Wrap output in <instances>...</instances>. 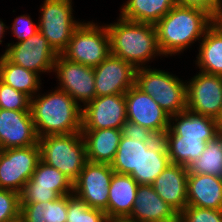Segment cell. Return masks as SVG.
<instances>
[{"mask_svg":"<svg viewBox=\"0 0 222 222\" xmlns=\"http://www.w3.org/2000/svg\"><path fill=\"white\" fill-rule=\"evenodd\" d=\"M214 17L198 7L175 5L154 26L163 56L180 53L204 37Z\"/></svg>","mask_w":222,"mask_h":222,"instance_id":"obj_1","label":"cell"},{"mask_svg":"<svg viewBox=\"0 0 222 222\" xmlns=\"http://www.w3.org/2000/svg\"><path fill=\"white\" fill-rule=\"evenodd\" d=\"M39 95L31 98L30 105L39 138L81 132L82 106L67 92L56 89L46 95Z\"/></svg>","mask_w":222,"mask_h":222,"instance_id":"obj_2","label":"cell"},{"mask_svg":"<svg viewBox=\"0 0 222 222\" xmlns=\"http://www.w3.org/2000/svg\"><path fill=\"white\" fill-rule=\"evenodd\" d=\"M106 26L111 54L131 63L136 69L153 57L163 55L153 24L129 21L119 16L117 23Z\"/></svg>","mask_w":222,"mask_h":222,"instance_id":"obj_3","label":"cell"},{"mask_svg":"<svg viewBox=\"0 0 222 222\" xmlns=\"http://www.w3.org/2000/svg\"><path fill=\"white\" fill-rule=\"evenodd\" d=\"M38 144L41 160L59 170L74 183L87 162L82 132L47 135L40 137Z\"/></svg>","mask_w":222,"mask_h":222,"instance_id":"obj_4","label":"cell"},{"mask_svg":"<svg viewBox=\"0 0 222 222\" xmlns=\"http://www.w3.org/2000/svg\"><path fill=\"white\" fill-rule=\"evenodd\" d=\"M135 86L153 97L169 116L187 109V84L165 70L147 66L136 69Z\"/></svg>","mask_w":222,"mask_h":222,"instance_id":"obj_5","label":"cell"},{"mask_svg":"<svg viewBox=\"0 0 222 222\" xmlns=\"http://www.w3.org/2000/svg\"><path fill=\"white\" fill-rule=\"evenodd\" d=\"M110 52L107 26L96 23H81L73 32L67 48L61 55L69 61L95 67L103 62Z\"/></svg>","mask_w":222,"mask_h":222,"instance_id":"obj_6","label":"cell"},{"mask_svg":"<svg viewBox=\"0 0 222 222\" xmlns=\"http://www.w3.org/2000/svg\"><path fill=\"white\" fill-rule=\"evenodd\" d=\"M72 0H45L38 20L39 31L57 54H61L75 29L81 24L73 18Z\"/></svg>","mask_w":222,"mask_h":222,"instance_id":"obj_7","label":"cell"},{"mask_svg":"<svg viewBox=\"0 0 222 222\" xmlns=\"http://www.w3.org/2000/svg\"><path fill=\"white\" fill-rule=\"evenodd\" d=\"M73 194V182L56 168L39 160L20 193L21 204L49 202Z\"/></svg>","mask_w":222,"mask_h":222,"instance_id":"obj_8","label":"cell"},{"mask_svg":"<svg viewBox=\"0 0 222 222\" xmlns=\"http://www.w3.org/2000/svg\"><path fill=\"white\" fill-rule=\"evenodd\" d=\"M40 159L39 144L4 149L0 155V188L20 194Z\"/></svg>","mask_w":222,"mask_h":222,"instance_id":"obj_9","label":"cell"},{"mask_svg":"<svg viewBox=\"0 0 222 222\" xmlns=\"http://www.w3.org/2000/svg\"><path fill=\"white\" fill-rule=\"evenodd\" d=\"M114 173L110 164L87 161L73 183V194L89 207L103 210L108 218L109 187Z\"/></svg>","mask_w":222,"mask_h":222,"instance_id":"obj_10","label":"cell"},{"mask_svg":"<svg viewBox=\"0 0 222 222\" xmlns=\"http://www.w3.org/2000/svg\"><path fill=\"white\" fill-rule=\"evenodd\" d=\"M3 55L12 63L38 75L53 72L58 54L40 31L22 42L9 43Z\"/></svg>","mask_w":222,"mask_h":222,"instance_id":"obj_11","label":"cell"},{"mask_svg":"<svg viewBox=\"0 0 222 222\" xmlns=\"http://www.w3.org/2000/svg\"><path fill=\"white\" fill-rule=\"evenodd\" d=\"M186 84L187 109L217 120L222 112V76L200 71Z\"/></svg>","mask_w":222,"mask_h":222,"instance_id":"obj_12","label":"cell"},{"mask_svg":"<svg viewBox=\"0 0 222 222\" xmlns=\"http://www.w3.org/2000/svg\"><path fill=\"white\" fill-rule=\"evenodd\" d=\"M53 72L60 81L57 89L67 92L79 105L82 102L85 106L96 97L93 67L69 61L58 54Z\"/></svg>","mask_w":222,"mask_h":222,"instance_id":"obj_13","label":"cell"},{"mask_svg":"<svg viewBox=\"0 0 222 222\" xmlns=\"http://www.w3.org/2000/svg\"><path fill=\"white\" fill-rule=\"evenodd\" d=\"M126 121L125 94L95 97L82 108V130L121 129Z\"/></svg>","mask_w":222,"mask_h":222,"instance_id":"obj_14","label":"cell"},{"mask_svg":"<svg viewBox=\"0 0 222 222\" xmlns=\"http://www.w3.org/2000/svg\"><path fill=\"white\" fill-rule=\"evenodd\" d=\"M127 121L139 124L163 137L169 129L170 116L153 97L142 92L135 85L125 93Z\"/></svg>","mask_w":222,"mask_h":222,"instance_id":"obj_15","label":"cell"},{"mask_svg":"<svg viewBox=\"0 0 222 222\" xmlns=\"http://www.w3.org/2000/svg\"><path fill=\"white\" fill-rule=\"evenodd\" d=\"M93 69L96 97L125 94L135 85L136 68L113 54Z\"/></svg>","mask_w":222,"mask_h":222,"instance_id":"obj_16","label":"cell"},{"mask_svg":"<svg viewBox=\"0 0 222 222\" xmlns=\"http://www.w3.org/2000/svg\"><path fill=\"white\" fill-rule=\"evenodd\" d=\"M39 137L31 111L0 108V144L2 149L36 145Z\"/></svg>","mask_w":222,"mask_h":222,"instance_id":"obj_17","label":"cell"},{"mask_svg":"<svg viewBox=\"0 0 222 222\" xmlns=\"http://www.w3.org/2000/svg\"><path fill=\"white\" fill-rule=\"evenodd\" d=\"M188 175L183 165L171 163L151 184L159 197L178 214L188 206Z\"/></svg>","mask_w":222,"mask_h":222,"instance_id":"obj_18","label":"cell"},{"mask_svg":"<svg viewBox=\"0 0 222 222\" xmlns=\"http://www.w3.org/2000/svg\"><path fill=\"white\" fill-rule=\"evenodd\" d=\"M129 219L138 222H179V214L155 192L152 185H139Z\"/></svg>","mask_w":222,"mask_h":222,"instance_id":"obj_19","label":"cell"},{"mask_svg":"<svg viewBox=\"0 0 222 222\" xmlns=\"http://www.w3.org/2000/svg\"><path fill=\"white\" fill-rule=\"evenodd\" d=\"M169 121V129L163 136L204 139L208 142L221 133L215 118L196 114L188 109L171 115ZM173 121L176 122L174 123Z\"/></svg>","mask_w":222,"mask_h":222,"instance_id":"obj_20","label":"cell"},{"mask_svg":"<svg viewBox=\"0 0 222 222\" xmlns=\"http://www.w3.org/2000/svg\"><path fill=\"white\" fill-rule=\"evenodd\" d=\"M188 206L222 210V178L189 174L187 180Z\"/></svg>","mask_w":222,"mask_h":222,"instance_id":"obj_21","label":"cell"},{"mask_svg":"<svg viewBox=\"0 0 222 222\" xmlns=\"http://www.w3.org/2000/svg\"><path fill=\"white\" fill-rule=\"evenodd\" d=\"M86 144L87 161L111 164L122 136L121 129L81 130Z\"/></svg>","mask_w":222,"mask_h":222,"instance_id":"obj_22","label":"cell"},{"mask_svg":"<svg viewBox=\"0 0 222 222\" xmlns=\"http://www.w3.org/2000/svg\"><path fill=\"white\" fill-rule=\"evenodd\" d=\"M138 186L130 175L113 174L109 187L108 220L130 216Z\"/></svg>","mask_w":222,"mask_h":222,"instance_id":"obj_23","label":"cell"},{"mask_svg":"<svg viewBox=\"0 0 222 222\" xmlns=\"http://www.w3.org/2000/svg\"><path fill=\"white\" fill-rule=\"evenodd\" d=\"M170 164L166 144L159 137L147 149H143L137 171L129 175L139 185H151Z\"/></svg>","mask_w":222,"mask_h":222,"instance_id":"obj_24","label":"cell"},{"mask_svg":"<svg viewBox=\"0 0 222 222\" xmlns=\"http://www.w3.org/2000/svg\"><path fill=\"white\" fill-rule=\"evenodd\" d=\"M199 47V71L222 76V31L214 23L206 30Z\"/></svg>","mask_w":222,"mask_h":222,"instance_id":"obj_25","label":"cell"},{"mask_svg":"<svg viewBox=\"0 0 222 222\" xmlns=\"http://www.w3.org/2000/svg\"><path fill=\"white\" fill-rule=\"evenodd\" d=\"M175 5V0H128L121 8L120 17L155 25Z\"/></svg>","mask_w":222,"mask_h":222,"instance_id":"obj_26","label":"cell"},{"mask_svg":"<svg viewBox=\"0 0 222 222\" xmlns=\"http://www.w3.org/2000/svg\"><path fill=\"white\" fill-rule=\"evenodd\" d=\"M0 80L30 98L41 88L40 75L10 62L3 54L0 56Z\"/></svg>","mask_w":222,"mask_h":222,"instance_id":"obj_27","label":"cell"},{"mask_svg":"<svg viewBox=\"0 0 222 222\" xmlns=\"http://www.w3.org/2000/svg\"><path fill=\"white\" fill-rule=\"evenodd\" d=\"M169 160L172 164L187 168L204 152L207 142L204 139L184 138L181 136H163Z\"/></svg>","mask_w":222,"mask_h":222,"instance_id":"obj_28","label":"cell"},{"mask_svg":"<svg viewBox=\"0 0 222 222\" xmlns=\"http://www.w3.org/2000/svg\"><path fill=\"white\" fill-rule=\"evenodd\" d=\"M68 195L49 202L21 204L20 216L25 222H66Z\"/></svg>","mask_w":222,"mask_h":222,"instance_id":"obj_29","label":"cell"},{"mask_svg":"<svg viewBox=\"0 0 222 222\" xmlns=\"http://www.w3.org/2000/svg\"><path fill=\"white\" fill-rule=\"evenodd\" d=\"M151 144L121 136L115 158L110 164L112 170L126 175L137 171L143 149H147Z\"/></svg>","mask_w":222,"mask_h":222,"instance_id":"obj_30","label":"cell"},{"mask_svg":"<svg viewBox=\"0 0 222 222\" xmlns=\"http://www.w3.org/2000/svg\"><path fill=\"white\" fill-rule=\"evenodd\" d=\"M187 171L222 178V132L207 142L202 155L187 167Z\"/></svg>","mask_w":222,"mask_h":222,"instance_id":"obj_31","label":"cell"},{"mask_svg":"<svg viewBox=\"0 0 222 222\" xmlns=\"http://www.w3.org/2000/svg\"><path fill=\"white\" fill-rule=\"evenodd\" d=\"M66 222H108L103 210L89 207L74 194L68 195Z\"/></svg>","mask_w":222,"mask_h":222,"instance_id":"obj_32","label":"cell"},{"mask_svg":"<svg viewBox=\"0 0 222 222\" xmlns=\"http://www.w3.org/2000/svg\"><path fill=\"white\" fill-rule=\"evenodd\" d=\"M31 98L0 80V108L30 111Z\"/></svg>","mask_w":222,"mask_h":222,"instance_id":"obj_33","label":"cell"},{"mask_svg":"<svg viewBox=\"0 0 222 222\" xmlns=\"http://www.w3.org/2000/svg\"><path fill=\"white\" fill-rule=\"evenodd\" d=\"M21 200L16 191L0 188V222H7L20 216Z\"/></svg>","mask_w":222,"mask_h":222,"instance_id":"obj_34","label":"cell"},{"mask_svg":"<svg viewBox=\"0 0 222 222\" xmlns=\"http://www.w3.org/2000/svg\"><path fill=\"white\" fill-rule=\"evenodd\" d=\"M179 222H222V210L187 206L179 214Z\"/></svg>","mask_w":222,"mask_h":222,"instance_id":"obj_35","label":"cell"},{"mask_svg":"<svg viewBox=\"0 0 222 222\" xmlns=\"http://www.w3.org/2000/svg\"><path fill=\"white\" fill-rule=\"evenodd\" d=\"M11 31L13 35L17 37L18 42H22L39 31V27L38 24L35 25L33 23L30 16L21 15L15 18L14 22L12 23Z\"/></svg>","mask_w":222,"mask_h":222,"instance_id":"obj_36","label":"cell"},{"mask_svg":"<svg viewBox=\"0 0 222 222\" xmlns=\"http://www.w3.org/2000/svg\"><path fill=\"white\" fill-rule=\"evenodd\" d=\"M122 136L129 137L145 143H153L159 137L153 133L151 130L142 127L139 124L126 121L121 128Z\"/></svg>","mask_w":222,"mask_h":222,"instance_id":"obj_37","label":"cell"},{"mask_svg":"<svg viewBox=\"0 0 222 222\" xmlns=\"http://www.w3.org/2000/svg\"><path fill=\"white\" fill-rule=\"evenodd\" d=\"M176 5L198 7L206 10L213 17L222 12V0H175Z\"/></svg>","mask_w":222,"mask_h":222,"instance_id":"obj_38","label":"cell"},{"mask_svg":"<svg viewBox=\"0 0 222 222\" xmlns=\"http://www.w3.org/2000/svg\"><path fill=\"white\" fill-rule=\"evenodd\" d=\"M213 23L222 31V12L214 17Z\"/></svg>","mask_w":222,"mask_h":222,"instance_id":"obj_39","label":"cell"},{"mask_svg":"<svg viewBox=\"0 0 222 222\" xmlns=\"http://www.w3.org/2000/svg\"><path fill=\"white\" fill-rule=\"evenodd\" d=\"M108 222H138V221H135L126 217V218H113V219L108 220Z\"/></svg>","mask_w":222,"mask_h":222,"instance_id":"obj_40","label":"cell"},{"mask_svg":"<svg viewBox=\"0 0 222 222\" xmlns=\"http://www.w3.org/2000/svg\"><path fill=\"white\" fill-rule=\"evenodd\" d=\"M9 29L2 21H0V44L2 43V37L4 35L5 29Z\"/></svg>","mask_w":222,"mask_h":222,"instance_id":"obj_41","label":"cell"},{"mask_svg":"<svg viewBox=\"0 0 222 222\" xmlns=\"http://www.w3.org/2000/svg\"><path fill=\"white\" fill-rule=\"evenodd\" d=\"M216 121L218 123L220 131L222 132V112H221L220 116L217 118Z\"/></svg>","mask_w":222,"mask_h":222,"instance_id":"obj_42","label":"cell"},{"mask_svg":"<svg viewBox=\"0 0 222 222\" xmlns=\"http://www.w3.org/2000/svg\"><path fill=\"white\" fill-rule=\"evenodd\" d=\"M7 222H25V220L21 216H18L17 218Z\"/></svg>","mask_w":222,"mask_h":222,"instance_id":"obj_43","label":"cell"},{"mask_svg":"<svg viewBox=\"0 0 222 222\" xmlns=\"http://www.w3.org/2000/svg\"><path fill=\"white\" fill-rule=\"evenodd\" d=\"M2 152H3V149H2V146L0 144V155H1Z\"/></svg>","mask_w":222,"mask_h":222,"instance_id":"obj_44","label":"cell"}]
</instances>
